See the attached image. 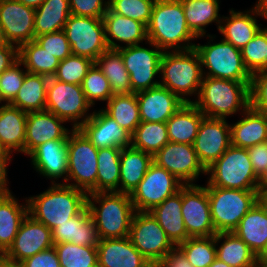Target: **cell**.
Listing matches in <instances>:
<instances>
[{"mask_svg":"<svg viewBox=\"0 0 267 267\" xmlns=\"http://www.w3.org/2000/svg\"><path fill=\"white\" fill-rule=\"evenodd\" d=\"M147 36L163 52L192 49L198 39L187 26L180 0L155 1Z\"/></svg>","mask_w":267,"mask_h":267,"instance_id":"obj_1","label":"cell"},{"mask_svg":"<svg viewBox=\"0 0 267 267\" xmlns=\"http://www.w3.org/2000/svg\"><path fill=\"white\" fill-rule=\"evenodd\" d=\"M28 214L53 230L77 216L87 206V194L63 183L27 198Z\"/></svg>","mask_w":267,"mask_h":267,"instance_id":"obj_2","label":"cell"},{"mask_svg":"<svg viewBox=\"0 0 267 267\" xmlns=\"http://www.w3.org/2000/svg\"><path fill=\"white\" fill-rule=\"evenodd\" d=\"M251 82L203 77L200 91L192 103L205 117L226 119L250 107Z\"/></svg>","mask_w":267,"mask_h":267,"instance_id":"obj_3","label":"cell"},{"mask_svg":"<svg viewBox=\"0 0 267 267\" xmlns=\"http://www.w3.org/2000/svg\"><path fill=\"white\" fill-rule=\"evenodd\" d=\"M87 208L100 239L129 237L135 213L130 194L117 191L87 194Z\"/></svg>","mask_w":267,"mask_h":267,"instance_id":"obj_4","label":"cell"},{"mask_svg":"<svg viewBox=\"0 0 267 267\" xmlns=\"http://www.w3.org/2000/svg\"><path fill=\"white\" fill-rule=\"evenodd\" d=\"M159 74L160 86L168 88L185 103L192 102L190 96H198L204 77L200 57L194 48L163 52Z\"/></svg>","mask_w":267,"mask_h":267,"instance_id":"obj_5","label":"cell"},{"mask_svg":"<svg viewBox=\"0 0 267 267\" xmlns=\"http://www.w3.org/2000/svg\"><path fill=\"white\" fill-rule=\"evenodd\" d=\"M216 233L233 232L241 219L260 199L257 190L205 186Z\"/></svg>","mask_w":267,"mask_h":267,"instance_id":"obj_6","label":"cell"},{"mask_svg":"<svg viewBox=\"0 0 267 267\" xmlns=\"http://www.w3.org/2000/svg\"><path fill=\"white\" fill-rule=\"evenodd\" d=\"M207 185L225 189L257 190L258 176L251 164L247 149L230 145L206 169Z\"/></svg>","mask_w":267,"mask_h":267,"instance_id":"obj_7","label":"cell"},{"mask_svg":"<svg viewBox=\"0 0 267 267\" xmlns=\"http://www.w3.org/2000/svg\"><path fill=\"white\" fill-rule=\"evenodd\" d=\"M206 36L210 38L208 43L194 45L201 60L203 76L251 82L252 75L243 63L241 50L223 39L218 43H212L216 35L207 34ZM204 67L207 72L204 71Z\"/></svg>","mask_w":267,"mask_h":267,"instance_id":"obj_8","label":"cell"},{"mask_svg":"<svg viewBox=\"0 0 267 267\" xmlns=\"http://www.w3.org/2000/svg\"><path fill=\"white\" fill-rule=\"evenodd\" d=\"M67 149L68 174L65 184L86 194L96 193L98 148L79 129H72ZM70 180L74 182L70 183Z\"/></svg>","mask_w":267,"mask_h":267,"instance_id":"obj_9","label":"cell"},{"mask_svg":"<svg viewBox=\"0 0 267 267\" xmlns=\"http://www.w3.org/2000/svg\"><path fill=\"white\" fill-rule=\"evenodd\" d=\"M91 107L81 85L49 77L45 110L52 112L65 123L71 122L72 129H79L93 114L89 113Z\"/></svg>","mask_w":267,"mask_h":267,"instance_id":"obj_10","label":"cell"},{"mask_svg":"<svg viewBox=\"0 0 267 267\" xmlns=\"http://www.w3.org/2000/svg\"><path fill=\"white\" fill-rule=\"evenodd\" d=\"M63 31L73 55L86 57L95 62L109 49L103 19L70 15Z\"/></svg>","mask_w":267,"mask_h":267,"instance_id":"obj_11","label":"cell"},{"mask_svg":"<svg viewBox=\"0 0 267 267\" xmlns=\"http://www.w3.org/2000/svg\"><path fill=\"white\" fill-rule=\"evenodd\" d=\"M129 238L132 244L153 265L160 263L176 248L150 212L135 211Z\"/></svg>","mask_w":267,"mask_h":267,"instance_id":"obj_12","label":"cell"},{"mask_svg":"<svg viewBox=\"0 0 267 267\" xmlns=\"http://www.w3.org/2000/svg\"><path fill=\"white\" fill-rule=\"evenodd\" d=\"M152 48L138 45L122 47L117 51L121 54L126 70L130 76L132 93H138L160 85L154 80L160 73V60L163 51L154 43L147 41Z\"/></svg>","mask_w":267,"mask_h":267,"instance_id":"obj_13","label":"cell"},{"mask_svg":"<svg viewBox=\"0 0 267 267\" xmlns=\"http://www.w3.org/2000/svg\"><path fill=\"white\" fill-rule=\"evenodd\" d=\"M183 185L173 174L153 162L130 194L135 211H151L166 198L178 192Z\"/></svg>","mask_w":267,"mask_h":267,"instance_id":"obj_14","label":"cell"},{"mask_svg":"<svg viewBox=\"0 0 267 267\" xmlns=\"http://www.w3.org/2000/svg\"><path fill=\"white\" fill-rule=\"evenodd\" d=\"M181 213L188 236H214L216 231L211 218L207 189L197 184L182 186Z\"/></svg>","mask_w":267,"mask_h":267,"instance_id":"obj_15","label":"cell"},{"mask_svg":"<svg viewBox=\"0 0 267 267\" xmlns=\"http://www.w3.org/2000/svg\"><path fill=\"white\" fill-rule=\"evenodd\" d=\"M153 162L184 185L195 184L201 173L206 175V169L191 144L168 142L153 156Z\"/></svg>","mask_w":267,"mask_h":267,"instance_id":"obj_16","label":"cell"},{"mask_svg":"<svg viewBox=\"0 0 267 267\" xmlns=\"http://www.w3.org/2000/svg\"><path fill=\"white\" fill-rule=\"evenodd\" d=\"M53 246L52 230L27 214L12 245L1 257L6 261L20 264L31 256Z\"/></svg>","mask_w":267,"mask_h":267,"instance_id":"obj_17","label":"cell"},{"mask_svg":"<svg viewBox=\"0 0 267 267\" xmlns=\"http://www.w3.org/2000/svg\"><path fill=\"white\" fill-rule=\"evenodd\" d=\"M230 145V123L227 119L204 117L193 143L204 168H209Z\"/></svg>","mask_w":267,"mask_h":267,"instance_id":"obj_18","label":"cell"},{"mask_svg":"<svg viewBox=\"0 0 267 267\" xmlns=\"http://www.w3.org/2000/svg\"><path fill=\"white\" fill-rule=\"evenodd\" d=\"M35 9L18 0H0V24L6 38L18 48L35 39Z\"/></svg>","mask_w":267,"mask_h":267,"instance_id":"obj_19","label":"cell"},{"mask_svg":"<svg viewBox=\"0 0 267 267\" xmlns=\"http://www.w3.org/2000/svg\"><path fill=\"white\" fill-rule=\"evenodd\" d=\"M67 141L68 139L47 141L38 145L27 155L31 158L34 170L47 179H51V184H58L59 178H63V184L66 183L68 174Z\"/></svg>","mask_w":267,"mask_h":267,"instance_id":"obj_20","label":"cell"},{"mask_svg":"<svg viewBox=\"0 0 267 267\" xmlns=\"http://www.w3.org/2000/svg\"><path fill=\"white\" fill-rule=\"evenodd\" d=\"M79 130L98 149L131 146V134L102 109L95 110Z\"/></svg>","mask_w":267,"mask_h":267,"instance_id":"obj_21","label":"cell"},{"mask_svg":"<svg viewBox=\"0 0 267 267\" xmlns=\"http://www.w3.org/2000/svg\"><path fill=\"white\" fill-rule=\"evenodd\" d=\"M64 120L47 110L27 114L24 154L28 155L38 145L52 140L68 139L72 131Z\"/></svg>","mask_w":267,"mask_h":267,"instance_id":"obj_22","label":"cell"},{"mask_svg":"<svg viewBox=\"0 0 267 267\" xmlns=\"http://www.w3.org/2000/svg\"><path fill=\"white\" fill-rule=\"evenodd\" d=\"M142 122H167L185 102L168 88L157 86L136 93Z\"/></svg>","mask_w":267,"mask_h":267,"instance_id":"obj_23","label":"cell"},{"mask_svg":"<svg viewBox=\"0 0 267 267\" xmlns=\"http://www.w3.org/2000/svg\"><path fill=\"white\" fill-rule=\"evenodd\" d=\"M97 259L98 267H153L129 237L100 239Z\"/></svg>","mask_w":267,"mask_h":267,"instance_id":"obj_24","label":"cell"},{"mask_svg":"<svg viewBox=\"0 0 267 267\" xmlns=\"http://www.w3.org/2000/svg\"><path fill=\"white\" fill-rule=\"evenodd\" d=\"M105 39L109 49L138 45L148 41L147 26L140 21L114 13L109 7L103 16ZM117 41V42H116ZM119 43V44H118Z\"/></svg>","mask_w":267,"mask_h":267,"instance_id":"obj_25","label":"cell"},{"mask_svg":"<svg viewBox=\"0 0 267 267\" xmlns=\"http://www.w3.org/2000/svg\"><path fill=\"white\" fill-rule=\"evenodd\" d=\"M229 13V16H222L218 31L223 40L242 50L262 28L263 25L258 24L256 19L260 15L255 7L247 11H235L232 8Z\"/></svg>","mask_w":267,"mask_h":267,"instance_id":"obj_26","label":"cell"},{"mask_svg":"<svg viewBox=\"0 0 267 267\" xmlns=\"http://www.w3.org/2000/svg\"><path fill=\"white\" fill-rule=\"evenodd\" d=\"M54 243L97 246L100 241L95 222L87 206L75 217L52 230Z\"/></svg>","mask_w":267,"mask_h":267,"instance_id":"obj_27","label":"cell"},{"mask_svg":"<svg viewBox=\"0 0 267 267\" xmlns=\"http://www.w3.org/2000/svg\"><path fill=\"white\" fill-rule=\"evenodd\" d=\"M233 232L258 257L267 244V206L259 199Z\"/></svg>","mask_w":267,"mask_h":267,"instance_id":"obj_28","label":"cell"},{"mask_svg":"<svg viewBox=\"0 0 267 267\" xmlns=\"http://www.w3.org/2000/svg\"><path fill=\"white\" fill-rule=\"evenodd\" d=\"M181 209L182 187L149 211L176 247L190 238L185 229Z\"/></svg>","mask_w":267,"mask_h":267,"instance_id":"obj_29","label":"cell"},{"mask_svg":"<svg viewBox=\"0 0 267 267\" xmlns=\"http://www.w3.org/2000/svg\"><path fill=\"white\" fill-rule=\"evenodd\" d=\"M241 119L230 124L231 145L248 149L267 141V115L249 107Z\"/></svg>","mask_w":267,"mask_h":267,"instance_id":"obj_30","label":"cell"},{"mask_svg":"<svg viewBox=\"0 0 267 267\" xmlns=\"http://www.w3.org/2000/svg\"><path fill=\"white\" fill-rule=\"evenodd\" d=\"M152 163V155L132 146L123 147L120 155L119 192L131 194Z\"/></svg>","mask_w":267,"mask_h":267,"instance_id":"obj_31","label":"cell"},{"mask_svg":"<svg viewBox=\"0 0 267 267\" xmlns=\"http://www.w3.org/2000/svg\"><path fill=\"white\" fill-rule=\"evenodd\" d=\"M24 204V205H23ZM20 204L11 193L0 195V255L12 245L23 219L28 214L27 197Z\"/></svg>","mask_w":267,"mask_h":267,"instance_id":"obj_32","label":"cell"},{"mask_svg":"<svg viewBox=\"0 0 267 267\" xmlns=\"http://www.w3.org/2000/svg\"><path fill=\"white\" fill-rule=\"evenodd\" d=\"M27 114L10 104L0 107V142L9 153H24Z\"/></svg>","mask_w":267,"mask_h":267,"instance_id":"obj_33","label":"cell"},{"mask_svg":"<svg viewBox=\"0 0 267 267\" xmlns=\"http://www.w3.org/2000/svg\"><path fill=\"white\" fill-rule=\"evenodd\" d=\"M204 117L192 102L183 104L166 122L169 142L193 145Z\"/></svg>","mask_w":267,"mask_h":267,"instance_id":"obj_34","label":"cell"},{"mask_svg":"<svg viewBox=\"0 0 267 267\" xmlns=\"http://www.w3.org/2000/svg\"><path fill=\"white\" fill-rule=\"evenodd\" d=\"M186 23L190 31L197 37H206L205 28L216 23L220 27V0H180Z\"/></svg>","mask_w":267,"mask_h":267,"instance_id":"obj_35","label":"cell"},{"mask_svg":"<svg viewBox=\"0 0 267 267\" xmlns=\"http://www.w3.org/2000/svg\"><path fill=\"white\" fill-rule=\"evenodd\" d=\"M215 245L216 258L231 267H253L256 261L257 256L234 232L216 233Z\"/></svg>","mask_w":267,"mask_h":267,"instance_id":"obj_36","label":"cell"},{"mask_svg":"<svg viewBox=\"0 0 267 267\" xmlns=\"http://www.w3.org/2000/svg\"><path fill=\"white\" fill-rule=\"evenodd\" d=\"M48 79L45 75L27 73L10 105L26 113L45 110Z\"/></svg>","mask_w":267,"mask_h":267,"instance_id":"obj_37","label":"cell"},{"mask_svg":"<svg viewBox=\"0 0 267 267\" xmlns=\"http://www.w3.org/2000/svg\"><path fill=\"white\" fill-rule=\"evenodd\" d=\"M70 15L69 0H45L35 9V37L63 30Z\"/></svg>","mask_w":267,"mask_h":267,"instance_id":"obj_38","label":"cell"},{"mask_svg":"<svg viewBox=\"0 0 267 267\" xmlns=\"http://www.w3.org/2000/svg\"><path fill=\"white\" fill-rule=\"evenodd\" d=\"M95 64L108 79L113 95L132 93L129 73L117 50L108 49L95 61Z\"/></svg>","mask_w":267,"mask_h":267,"instance_id":"obj_39","label":"cell"},{"mask_svg":"<svg viewBox=\"0 0 267 267\" xmlns=\"http://www.w3.org/2000/svg\"><path fill=\"white\" fill-rule=\"evenodd\" d=\"M121 150L120 147L98 149L96 192H119Z\"/></svg>","mask_w":267,"mask_h":267,"instance_id":"obj_40","label":"cell"},{"mask_svg":"<svg viewBox=\"0 0 267 267\" xmlns=\"http://www.w3.org/2000/svg\"><path fill=\"white\" fill-rule=\"evenodd\" d=\"M102 110L131 135L141 122L136 93L113 95Z\"/></svg>","mask_w":267,"mask_h":267,"instance_id":"obj_41","label":"cell"},{"mask_svg":"<svg viewBox=\"0 0 267 267\" xmlns=\"http://www.w3.org/2000/svg\"><path fill=\"white\" fill-rule=\"evenodd\" d=\"M18 58L28 73L53 77L60 61L34 40L18 48Z\"/></svg>","mask_w":267,"mask_h":267,"instance_id":"obj_42","label":"cell"},{"mask_svg":"<svg viewBox=\"0 0 267 267\" xmlns=\"http://www.w3.org/2000/svg\"><path fill=\"white\" fill-rule=\"evenodd\" d=\"M169 142L166 122H140L131 135V146L154 156Z\"/></svg>","mask_w":267,"mask_h":267,"instance_id":"obj_43","label":"cell"},{"mask_svg":"<svg viewBox=\"0 0 267 267\" xmlns=\"http://www.w3.org/2000/svg\"><path fill=\"white\" fill-rule=\"evenodd\" d=\"M177 248L193 267H209L216 259L215 235L188 238Z\"/></svg>","mask_w":267,"mask_h":267,"instance_id":"obj_44","label":"cell"},{"mask_svg":"<svg viewBox=\"0 0 267 267\" xmlns=\"http://www.w3.org/2000/svg\"><path fill=\"white\" fill-rule=\"evenodd\" d=\"M60 267H98L97 246L54 243Z\"/></svg>","mask_w":267,"mask_h":267,"instance_id":"obj_45","label":"cell"},{"mask_svg":"<svg viewBox=\"0 0 267 267\" xmlns=\"http://www.w3.org/2000/svg\"><path fill=\"white\" fill-rule=\"evenodd\" d=\"M243 63L251 75L267 70V26L259 32L241 50Z\"/></svg>","mask_w":267,"mask_h":267,"instance_id":"obj_46","label":"cell"},{"mask_svg":"<svg viewBox=\"0 0 267 267\" xmlns=\"http://www.w3.org/2000/svg\"><path fill=\"white\" fill-rule=\"evenodd\" d=\"M81 86L87 101L92 107H94L96 101L107 102L113 96L108 79L95 63L88 70Z\"/></svg>","mask_w":267,"mask_h":267,"instance_id":"obj_47","label":"cell"},{"mask_svg":"<svg viewBox=\"0 0 267 267\" xmlns=\"http://www.w3.org/2000/svg\"><path fill=\"white\" fill-rule=\"evenodd\" d=\"M94 63L89 58L72 54L60 61L53 77L65 83L81 85Z\"/></svg>","mask_w":267,"mask_h":267,"instance_id":"obj_48","label":"cell"},{"mask_svg":"<svg viewBox=\"0 0 267 267\" xmlns=\"http://www.w3.org/2000/svg\"><path fill=\"white\" fill-rule=\"evenodd\" d=\"M108 7L119 15L128 17L148 26L156 0H108Z\"/></svg>","mask_w":267,"mask_h":267,"instance_id":"obj_49","label":"cell"},{"mask_svg":"<svg viewBox=\"0 0 267 267\" xmlns=\"http://www.w3.org/2000/svg\"><path fill=\"white\" fill-rule=\"evenodd\" d=\"M21 65L18 59L0 75V98L4 104H10L15 99L28 73L26 69L20 68Z\"/></svg>","mask_w":267,"mask_h":267,"instance_id":"obj_50","label":"cell"},{"mask_svg":"<svg viewBox=\"0 0 267 267\" xmlns=\"http://www.w3.org/2000/svg\"><path fill=\"white\" fill-rule=\"evenodd\" d=\"M34 41L45 51H48L59 61L72 55L71 45L63 30L53 33L42 34L35 37Z\"/></svg>","mask_w":267,"mask_h":267,"instance_id":"obj_51","label":"cell"},{"mask_svg":"<svg viewBox=\"0 0 267 267\" xmlns=\"http://www.w3.org/2000/svg\"><path fill=\"white\" fill-rule=\"evenodd\" d=\"M250 107L267 115V70L256 72L251 77Z\"/></svg>","mask_w":267,"mask_h":267,"instance_id":"obj_52","label":"cell"},{"mask_svg":"<svg viewBox=\"0 0 267 267\" xmlns=\"http://www.w3.org/2000/svg\"><path fill=\"white\" fill-rule=\"evenodd\" d=\"M108 0H69L71 15L103 19L108 10Z\"/></svg>","mask_w":267,"mask_h":267,"instance_id":"obj_53","label":"cell"},{"mask_svg":"<svg viewBox=\"0 0 267 267\" xmlns=\"http://www.w3.org/2000/svg\"><path fill=\"white\" fill-rule=\"evenodd\" d=\"M20 265L22 267H60V262L53 246L22 261Z\"/></svg>","mask_w":267,"mask_h":267,"instance_id":"obj_54","label":"cell"},{"mask_svg":"<svg viewBox=\"0 0 267 267\" xmlns=\"http://www.w3.org/2000/svg\"><path fill=\"white\" fill-rule=\"evenodd\" d=\"M254 171L259 176L267 167V141L247 149Z\"/></svg>","mask_w":267,"mask_h":267,"instance_id":"obj_55","label":"cell"},{"mask_svg":"<svg viewBox=\"0 0 267 267\" xmlns=\"http://www.w3.org/2000/svg\"><path fill=\"white\" fill-rule=\"evenodd\" d=\"M153 267H193L185 255L176 247L160 263Z\"/></svg>","mask_w":267,"mask_h":267,"instance_id":"obj_56","label":"cell"},{"mask_svg":"<svg viewBox=\"0 0 267 267\" xmlns=\"http://www.w3.org/2000/svg\"><path fill=\"white\" fill-rule=\"evenodd\" d=\"M18 47L10 44L0 48V75L18 60Z\"/></svg>","mask_w":267,"mask_h":267,"instance_id":"obj_57","label":"cell"},{"mask_svg":"<svg viewBox=\"0 0 267 267\" xmlns=\"http://www.w3.org/2000/svg\"><path fill=\"white\" fill-rule=\"evenodd\" d=\"M12 158H0V195L11 193V190L9 189V181L7 178V167L10 164Z\"/></svg>","mask_w":267,"mask_h":267,"instance_id":"obj_58","label":"cell"},{"mask_svg":"<svg viewBox=\"0 0 267 267\" xmlns=\"http://www.w3.org/2000/svg\"><path fill=\"white\" fill-rule=\"evenodd\" d=\"M257 192L260 199L267 193V167L258 176Z\"/></svg>","mask_w":267,"mask_h":267,"instance_id":"obj_59","label":"cell"},{"mask_svg":"<svg viewBox=\"0 0 267 267\" xmlns=\"http://www.w3.org/2000/svg\"><path fill=\"white\" fill-rule=\"evenodd\" d=\"M254 7L258 11L260 17L267 20V0H258Z\"/></svg>","mask_w":267,"mask_h":267,"instance_id":"obj_60","label":"cell"},{"mask_svg":"<svg viewBox=\"0 0 267 267\" xmlns=\"http://www.w3.org/2000/svg\"><path fill=\"white\" fill-rule=\"evenodd\" d=\"M27 7L36 9L38 8L45 0H18Z\"/></svg>","mask_w":267,"mask_h":267,"instance_id":"obj_61","label":"cell"},{"mask_svg":"<svg viewBox=\"0 0 267 267\" xmlns=\"http://www.w3.org/2000/svg\"><path fill=\"white\" fill-rule=\"evenodd\" d=\"M10 45V42L6 38L5 32L0 24V48L7 47Z\"/></svg>","mask_w":267,"mask_h":267,"instance_id":"obj_62","label":"cell"},{"mask_svg":"<svg viewBox=\"0 0 267 267\" xmlns=\"http://www.w3.org/2000/svg\"><path fill=\"white\" fill-rule=\"evenodd\" d=\"M0 267H22L20 264L6 261L2 257L0 258Z\"/></svg>","mask_w":267,"mask_h":267,"instance_id":"obj_63","label":"cell"},{"mask_svg":"<svg viewBox=\"0 0 267 267\" xmlns=\"http://www.w3.org/2000/svg\"><path fill=\"white\" fill-rule=\"evenodd\" d=\"M12 155L0 142V158H12Z\"/></svg>","mask_w":267,"mask_h":267,"instance_id":"obj_64","label":"cell"},{"mask_svg":"<svg viewBox=\"0 0 267 267\" xmlns=\"http://www.w3.org/2000/svg\"><path fill=\"white\" fill-rule=\"evenodd\" d=\"M253 267H267V260L257 257Z\"/></svg>","mask_w":267,"mask_h":267,"instance_id":"obj_65","label":"cell"},{"mask_svg":"<svg viewBox=\"0 0 267 267\" xmlns=\"http://www.w3.org/2000/svg\"><path fill=\"white\" fill-rule=\"evenodd\" d=\"M209 267H231V266L227 265L225 262L216 258Z\"/></svg>","mask_w":267,"mask_h":267,"instance_id":"obj_66","label":"cell"},{"mask_svg":"<svg viewBox=\"0 0 267 267\" xmlns=\"http://www.w3.org/2000/svg\"><path fill=\"white\" fill-rule=\"evenodd\" d=\"M261 259H266L267 260V244L266 247L264 249V251L258 256Z\"/></svg>","mask_w":267,"mask_h":267,"instance_id":"obj_67","label":"cell"},{"mask_svg":"<svg viewBox=\"0 0 267 267\" xmlns=\"http://www.w3.org/2000/svg\"><path fill=\"white\" fill-rule=\"evenodd\" d=\"M260 200L267 206V193Z\"/></svg>","mask_w":267,"mask_h":267,"instance_id":"obj_68","label":"cell"}]
</instances>
